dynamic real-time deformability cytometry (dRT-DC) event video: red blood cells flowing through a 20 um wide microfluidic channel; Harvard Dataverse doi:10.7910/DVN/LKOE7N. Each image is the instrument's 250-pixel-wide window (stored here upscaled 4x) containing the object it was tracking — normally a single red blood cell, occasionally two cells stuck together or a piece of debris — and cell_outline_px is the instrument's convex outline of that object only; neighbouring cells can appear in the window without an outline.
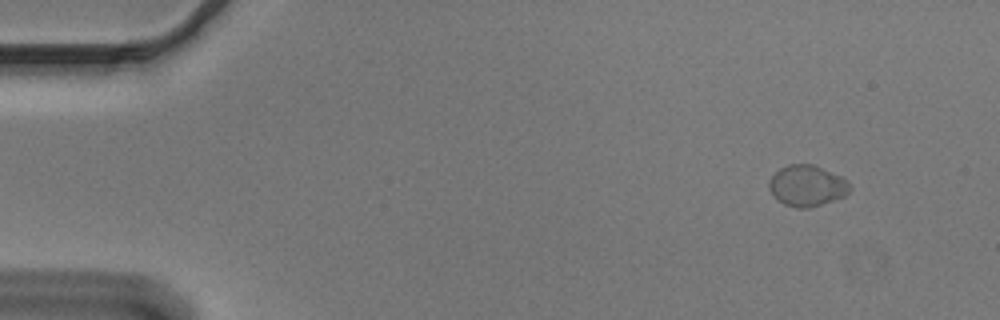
{"species": "Egyptian fruit bat (a non-hibernating species)", "species_latin": "Rousettus aegyptiacus", "temperature_condition": "cold", "stored_images_in_passage": 50, "camera_frame_rate_fps": 3000, "um_per_image_px": 0.085, "animal": {"sex": "male"}, "frame": {"image": 1, "passage_image": 1, "time_ms": 0.0, "image_size_px": [1000, 320], "cell_outline_px": [[852, 188], [844, 196], [808, 208], [800, 208], [784, 204], [776, 200], [772, 196], [768, 188], [768, 180], [780, 168], [788, 164], [812, 164], [840, 176], [848, 180]], "centroid_in_image_um": [68.56, 15.78], "position_along_channel_um": 16.4, "area_um2": 19.31}}
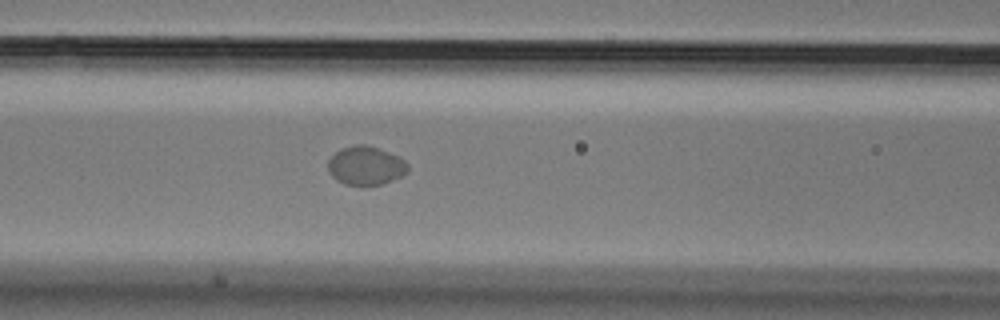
{"frame": {"image": 2, "passage_image": 19, "time_ms": 6.0, "image_size_px": [1000, 320], "cell_outline_px": [[408, 172], [404, 176], [380, 184], [364, 188], [344, 184], [336, 180], [328, 172], [328, 160], [340, 148], [356, 144], [364, 144], [400, 156], [408, 164]], "centroid_in_image_um": [31.09, 14.11], "position_along_channel_um": 135.5, "area_um2": 18.5}}
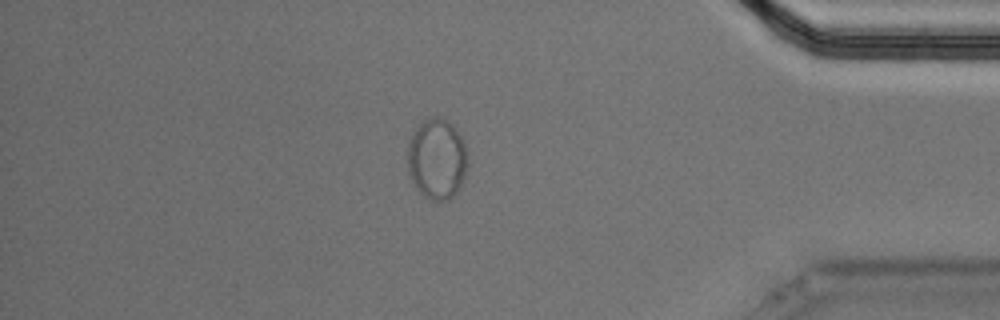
{"frame": {"image": 3, "passage_image": 43, "time_ms": 14.0, "image_size_px": [1000, 320], "cell_outline_px": [[468, 164], [464, 180], [460, 188], [448, 200], [432, 200], [424, 196], [416, 188], [408, 172], [408, 136], [412, 128], [424, 120], [432, 116], [440, 116], [448, 120], [452, 124], [468, 148]], "centroid_in_image_um": [37.14, 13.47], "position_along_channel_um": 398.1, "area_um2": 29.02}}